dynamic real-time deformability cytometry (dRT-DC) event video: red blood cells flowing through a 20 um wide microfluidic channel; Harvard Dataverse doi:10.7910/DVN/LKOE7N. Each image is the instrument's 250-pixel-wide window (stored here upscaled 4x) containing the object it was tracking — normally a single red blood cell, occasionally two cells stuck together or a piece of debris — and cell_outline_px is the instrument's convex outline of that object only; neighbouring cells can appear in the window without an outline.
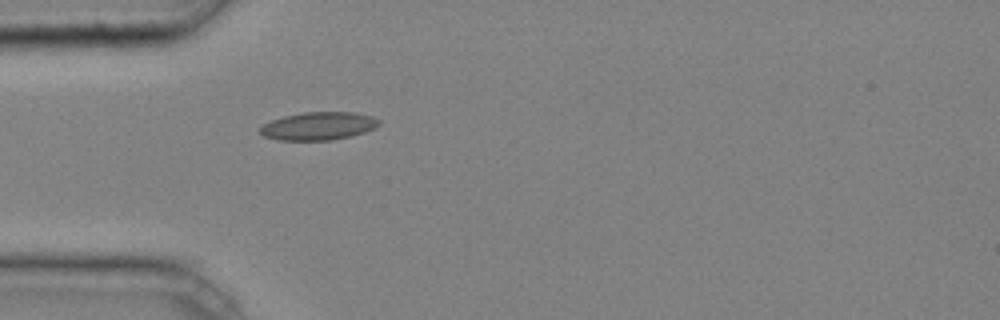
{"species": "common noctule bat (a hibernating species)", "species_latin": "Nyctalus noctula", "temperature_condition": "cold", "stored_images_in_passage": 1, "camera_frame_rate_fps": 3000, "um_per_image_px": 0.085, "animal": {"sex": "male", "body_mass_g": 20.4}, "frame": {"image": 1, "passage_image": 1, "time_ms": 0.0, "image_size_px": [1000, 320], "cell_outline_px": [[380, 124], [364, 132], [352, 136], [332, 140], [276, 140], [264, 136], [260, 132], [260, 128], [264, 124], [272, 120], [284, 116], [304, 112], [356, 112], [372, 116], [380, 120]], "centroid_in_image_um": [27.08, 10.71], "position_along_channel_um": 57.9, "area_um2": 19.36}}